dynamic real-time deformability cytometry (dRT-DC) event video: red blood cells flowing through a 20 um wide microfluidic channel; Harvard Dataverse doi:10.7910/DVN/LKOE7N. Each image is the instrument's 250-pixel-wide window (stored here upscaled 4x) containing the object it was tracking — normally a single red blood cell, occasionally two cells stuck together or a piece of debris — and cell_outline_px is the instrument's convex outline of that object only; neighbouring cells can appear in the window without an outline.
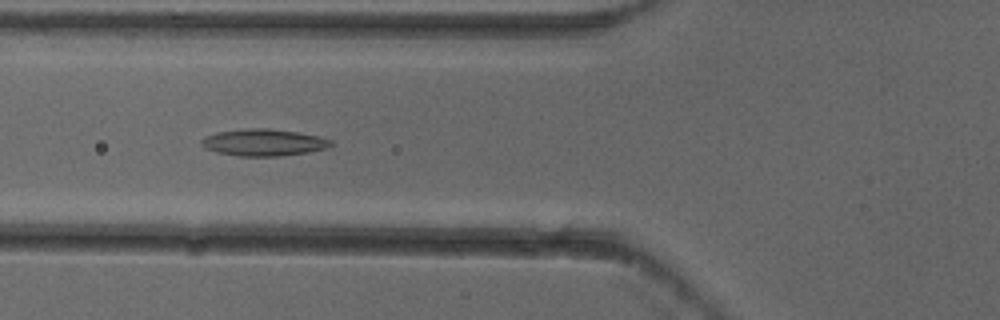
{"species": "common noctule bat (a hibernating species)", "species_latin": "Nyctalus noctula", "temperature_condition": "cold", "stored_images_in_passage": 6, "camera_frame_rate_fps": 3000, "um_per_image_px": 0.085, "animal": {"sex": "female"}, "frame": {"image": 1, "passage_image": 4, "time_ms": 1.0, "image_size_px": [1000, 320], "cell_outline_px": [[332, 144], [328, 148], [308, 152], [280, 156], [240, 156], [216, 152], [200, 144], [200, 140], [204, 136], [216, 132], [248, 128], [268, 128], [300, 132], [320, 136], [332, 140]], "centroid_in_image_um": [22.42, 12.1], "position_along_channel_um": 103.4, "area_um2": 20.4}}
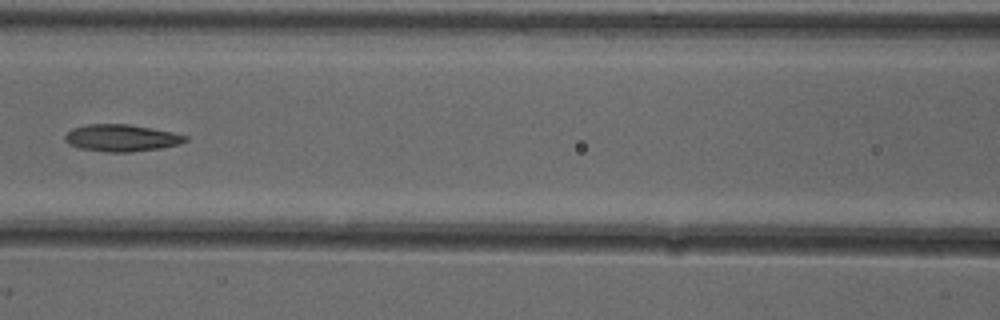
{"frame": {"image": 2, "passage_image": 5, "time_ms": 1.333, "image_size_px": [1000, 320], "cell_outline_px": [[188, 140], [180, 144], [160, 148], [128, 152], [108, 152], [80, 148], [68, 144], [64, 140], [64, 136], [72, 128], [88, 124], [128, 124], [152, 128], [172, 132], [188, 136]], "centroid_in_image_um": [10.32, 11.72], "position_along_channel_um": 156.3, "area_um2": 18.9}}
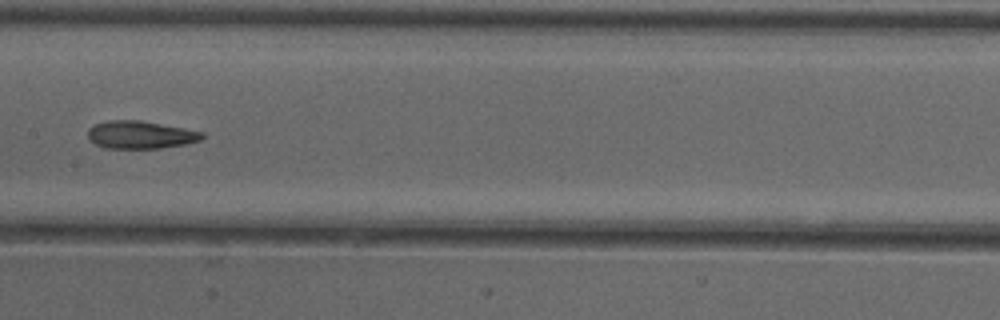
{"frame": {"image": 3, "passage_image": 6, "time_ms": 1.667, "image_size_px": [1000, 320], "cell_outline_px": [[208, 136], [200, 140], [184, 144], [160, 148], [108, 148], [96, 144], [88, 140], [88, 128], [96, 124], [108, 120], [140, 120], [184, 128], [204, 132]], "centroid_in_image_um": [11.96, 11.45], "position_along_channel_um": 195.4, "area_um2": 18.5}}